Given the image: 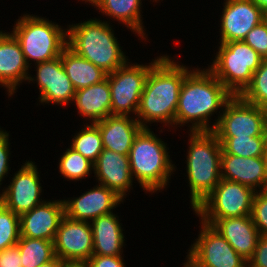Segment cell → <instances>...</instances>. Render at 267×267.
<instances>
[{
    "label": "cell",
    "instance_id": "obj_19",
    "mask_svg": "<svg viewBox=\"0 0 267 267\" xmlns=\"http://www.w3.org/2000/svg\"><path fill=\"white\" fill-rule=\"evenodd\" d=\"M94 173L101 182L122 199L132 186V174L128 155L103 148L94 163Z\"/></svg>",
    "mask_w": 267,
    "mask_h": 267
},
{
    "label": "cell",
    "instance_id": "obj_1",
    "mask_svg": "<svg viewBox=\"0 0 267 267\" xmlns=\"http://www.w3.org/2000/svg\"><path fill=\"white\" fill-rule=\"evenodd\" d=\"M189 72L166 55L151 67L137 111L140 120L136 118L143 128H148L145 123L153 121L175 125L182 82Z\"/></svg>",
    "mask_w": 267,
    "mask_h": 267
},
{
    "label": "cell",
    "instance_id": "obj_42",
    "mask_svg": "<svg viewBox=\"0 0 267 267\" xmlns=\"http://www.w3.org/2000/svg\"><path fill=\"white\" fill-rule=\"evenodd\" d=\"M263 158H264V167H265V175H266V182H267V146H266Z\"/></svg>",
    "mask_w": 267,
    "mask_h": 267
},
{
    "label": "cell",
    "instance_id": "obj_3",
    "mask_svg": "<svg viewBox=\"0 0 267 267\" xmlns=\"http://www.w3.org/2000/svg\"><path fill=\"white\" fill-rule=\"evenodd\" d=\"M187 157L191 204L195 209L221 180L222 146L212 131H192Z\"/></svg>",
    "mask_w": 267,
    "mask_h": 267
},
{
    "label": "cell",
    "instance_id": "obj_39",
    "mask_svg": "<svg viewBox=\"0 0 267 267\" xmlns=\"http://www.w3.org/2000/svg\"><path fill=\"white\" fill-rule=\"evenodd\" d=\"M63 260H61L59 257L55 256L52 260L43 263L42 265L38 267H62Z\"/></svg>",
    "mask_w": 267,
    "mask_h": 267
},
{
    "label": "cell",
    "instance_id": "obj_4",
    "mask_svg": "<svg viewBox=\"0 0 267 267\" xmlns=\"http://www.w3.org/2000/svg\"><path fill=\"white\" fill-rule=\"evenodd\" d=\"M69 27L70 29H67V46L107 74L127 63L113 31H111L112 28L107 22L95 19Z\"/></svg>",
    "mask_w": 267,
    "mask_h": 267
},
{
    "label": "cell",
    "instance_id": "obj_40",
    "mask_svg": "<svg viewBox=\"0 0 267 267\" xmlns=\"http://www.w3.org/2000/svg\"><path fill=\"white\" fill-rule=\"evenodd\" d=\"M62 267H89L88 262L63 261Z\"/></svg>",
    "mask_w": 267,
    "mask_h": 267
},
{
    "label": "cell",
    "instance_id": "obj_34",
    "mask_svg": "<svg viewBox=\"0 0 267 267\" xmlns=\"http://www.w3.org/2000/svg\"><path fill=\"white\" fill-rule=\"evenodd\" d=\"M243 41L267 59V23L264 20L250 30Z\"/></svg>",
    "mask_w": 267,
    "mask_h": 267
},
{
    "label": "cell",
    "instance_id": "obj_36",
    "mask_svg": "<svg viewBox=\"0 0 267 267\" xmlns=\"http://www.w3.org/2000/svg\"><path fill=\"white\" fill-rule=\"evenodd\" d=\"M0 267H23L17 244L0 251Z\"/></svg>",
    "mask_w": 267,
    "mask_h": 267
},
{
    "label": "cell",
    "instance_id": "obj_41",
    "mask_svg": "<svg viewBox=\"0 0 267 267\" xmlns=\"http://www.w3.org/2000/svg\"><path fill=\"white\" fill-rule=\"evenodd\" d=\"M254 2L262 11L267 8V0H251Z\"/></svg>",
    "mask_w": 267,
    "mask_h": 267
},
{
    "label": "cell",
    "instance_id": "obj_27",
    "mask_svg": "<svg viewBox=\"0 0 267 267\" xmlns=\"http://www.w3.org/2000/svg\"><path fill=\"white\" fill-rule=\"evenodd\" d=\"M17 245L23 267H38L56 256L53 241L20 236Z\"/></svg>",
    "mask_w": 267,
    "mask_h": 267
},
{
    "label": "cell",
    "instance_id": "obj_31",
    "mask_svg": "<svg viewBox=\"0 0 267 267\" xmlns=\"http://www.w3.org/2000/svg\"><path fill=\"white\" fill-rule=\"evenodd\" d=\"M91 169H94V163L71 147L62 155L59 162L60 173L69 180L84 178Z\"/></svg>",
    "mask_w": 267,
    "mask_h": 267
},
{
    "label": "cell",
    "instance_id": "obj_21",
    "mask_svg": "<svg viewBox=\"0 0 267 267\" xmlns=\"http://www.w3.org/2000/svg\"><path fill=\"white\" fill-rule=\"evenodd\" d=\"M221 178L238 182L252 188L254 191L257 186L261 187V190H267L263 157L221 154Z\"/></svg>",
    "mask_w": 267,
    "mask_h": 267
},
{
    "label": "cell",
    "instance_id": "obj_15",
    "mask_svg": "<svg viewBox=\"0 0 267 267\" xmlns=\"http://www.w3.org/2000/svg\"><path fill=\"white\" fill-rule=\"evenodd\" d=\"M64 213V202H43L19 216L20 236L53 241Z\"/></svg>",
    "mask_w": 267,
    "mask_h": 267
},
{
    "label": "cell",
    "instance_id": "obj_29",
    "mask_svg": "<svg viewBox=\"0 0 267 267\" xmlns=\"http://www.w3.org/2000/svg\"><path fill=\"white\" fill-rule=\"evenodd\" d=\"M71 148L95 163L103 151L102 136L95 124L87 125L73 138Z\"/></svg>",
    "mask_w": 267,
    "mask_h": 267
},
{
    "label": "cell",
    "instance_id": "obj_23",
    "mask_svg": "<svg viewBox=\"0 0 267 267\" xmlns=\"http://www.w3.org/2000/svg\"><path fill=\"white\" fill-rule=\"evenodd\" d=\"M73 101L82 116L92 118V124L110 116L111 93L108 75L99 83L76 90Z\"/></svg>",
    "mask_w": 267,
    "mask_h": 267
},
{
    "label": "cell",
    "instance_id": "obj_35",
    "mask_svg": "<svg viewBox=\"0 0 267 267\" xmlns=\"http://www.w3.org/2000/svg\"><path fill=\"white\" fill-rule=\"evenodd\" d=\"M247 267H267V235H260Z\"/></svg>",
    "mask_w": 267,
    "mask_h": 267
},
{
    "label": "cell",
    "instance_id": "obj_17",
    "mask_svg": "<svg viewBox=\"0 0 267 267\" xmlns=\"http://www.w3.org/2000/svg\"><path fill=\"white\" fill-rule=\"evenodd\" d=\"M36 80L40 89L41 103L65 105L74 100L76 90L66 75L60 56L38 63Z\"/></svg>",
    "mask_w": 267,
    "mask_h": 267
},
{
    "label": "cell",
    "instance_id": "obj_11",
    "mask_svg": "<svg viewBox=\"0 0 267 267\" xmlns=\"http://www.w3.org/2000/svg\"><path fill=\"white\" fill-rule=\"evenodd\" d=\"M202 223L197 241L189 250L187 264L191 267H247L227 240L211 225Z\"/></svg>",
    "mask_w": 267,
    "mask_h": 267
},
{
    "label": "cell",
    "instance_id": "obj_25",
    "mask_svg": "<svg viewBox=\"0 0 267 267\" xmlns=\"http://www.w3.org/2000/svg\"><path fill=\"white\" fill-rule=\"evenodd\" d=\"M61 62L75 90L101 82L107 76L101 68L75 53L66 46L61 53Z\"/></svg>",
    "mask_w": 267,
    "mask_h": 267
},
{
    "label": "cell",
    "instance_id": "obj_37",
    "mask_svg": "<svg viewBox=\"0 0 267 267\" xmlns=\"http://www.w3.org/2000/svg\"><path fill=\"white\" fill-rule=\"evenodd\" d=\"M121 255L117 256H102L92 255L88 259L89 267H125Z\"/></svg>",
    "mask_w": 267,
    "mask_h": 267
},
{
    "label": "cell",
    "instance_id": "obj_18",
    "mask_svg": "<svg viewBox=\"0 0 267 267\" xmlns=\"http://www.w3.org/2000/svg\"><path fill=\"white\" fill-rule=\"evenodd\" d=\"M122 201L114 191L99 184L80 197L73 200H63L64 213L67 218L76 221L94 220L101 215L111 213Z\"/></svg>",
    "mask_w": 267,
    "mask_h": 267
},
{
    "label": "cell",
    "instance_id": "obj_6",
    "mask_svg": "<svg viewBox=\"0 0 267 267\" xmlns=\"http://www.w3.org/2000/svg\"><path fill=\"white\" fill-rule=\"evenodd\" d=\"M61 29L40 17L25 15L18 19L12 34L19 41L28 66V59L38 64L61 56L67 46V32Z\"/></svg>",
    "mask_w": 267,
    "mask_h": 267
},
{
    "label": "cell",
    "instance_id": "obj_16",
    "mask_svg": "<svg viewBox=\"0 0 267 267\" xmlns=\"http://www.w3.org/2000/svg\"><path fill=\"white\" fill-rule=\"evenodd\" d=\"M202 221L217 230L234 250L248 262L260 237L251 215L224 219H202Z\"/></svg>",
    "mask_w": 267,
    "mask_h": 267
},
{
    "label": "cell",
    "instance_id": "obj_26",
    "mask_svg": "<svg viewBox=\"0 0 267 267\" xmlns=\"http://www.w3.org/2000/svg\"><path fill=\"white\" fill-rule=\"evenodd\" d=\"M98 7L101 12L123 22L127 27L138 33L141 38L145 36L141 23V0H86ZM144 35V36H143Z\"/></svg>",
    "mask_w": 267,
    "mask_h": 267
},
{
    "label": "cell",
    "instance_id": "obj_7",
    "mask_svg": "<svg viewBox=\"0 0 267 267\" xmlns=\"http://www.w3.org/2000/svg\"><path fill=\"white\" fill-rule=\"evenodd\" d=\"M215 58L209 70L233 96L246 89L263 60L244 41L221 43Z\"/></svg>",
    "mask_w": 267,
    "mask_h": 267
},
{
    "label": "cell",
    "instance_id": "obj_43",
    "mask_svg": "<svg viewBox=\"0 0 267 267\" xmlns=\"http://www.w3.org/2000/svg\"><path fill=\"white\" fill-rule=\"evenodd\" d=\"M263 20L267 23V8L263 11Z\"/></svg>",
    "mask_w": 267,
    "mask_h": 267
},
{
    "label": "cell",
    "instance_id": "obj_2",
    "mask_svg": "<svg viewBox=\"0 0 267 267\" xmlns=\"http://www.w3.org/2000/svg\"><path fill=\"white\" fill-rule=\"evenodd\" d=\"M232 97L209 69L193 70L182 82L175 124L194 122L190 132L213 131V127L207 124L208 117L218 108L225 107Z\"/></svg>",
    "mask_w": 267,
    "mask_h": 267
},
{
    "label": "cell",
    "instance_id": "obj_20",
    "mask_svg": "<svg viewBox=\"0 0 267 267\" xmlns=\"http://www.w3.org/2000/svg\"><path fill=\"white\" fill-rule=\"evenodd\" d=\"M26 63L21 45L11 33L0 32V84L7 88L9 96L15 92L16 86L22 80L34 79L27 74Z\"/></svg>",
    "mask_w": 267,
    "mask_h": 267
},
{
    "label": "cell",
    "instance_id": "obj_13",
    "mask_svg": "<svg viewBox=\"0 0 267 267\" xmlns=\"http://www.w3.org/2000/svg\"><path fill=\"white\" fill-rule=\"evenodd\" d=\"M36 166L32 161L26 162L12 178L6 191L0 194L1 203L18 216L29 212L42 204L40 201V179Z\"/></svg>",
    "mask_w": 267,
    "mask_h": 267
},
{
    "label": "cell",
    "instance_id": "obj_24",
    "mask_svg": "<svg viewBox=\"0 0 267 267\" xmlns=\"http://www.w3.org/2000/svg\"><path fill=\"white\" fill-rule=\"evenodd\" d=\"M92 255L117 256L121 253L124 235L116 216L111 212L92 220Z\"/></svg>",
    "mask_w": 267,
    "mask_h": 267
},
{
    "label": "cell",
    "instance_id": "obj_33",
    "mask_svg": "<svg viewBox=\"0 0 267 267\" xmlns=\"http://www.w3.org/2000/svg\"><path fill=\"white\" fill-rule=\"evenodd\" d=\"M251 218L260 235H267V190L255 192Z\"/></svg>",
    "mask_w": 267,
    "mask_h": 267
},
{
    "label": "cell",
    "instance_id": "obj_28",
    "mask_svg": "<svg viewBox=\"0 0 267 267\" xmlns=\"http://www.w3.org/2000/svg\"><path fill=\"white\" fill-rule=\"evenodd\" d=\"M222 146L221 154L241 157H263L267 146V136L217 137Z\"/></svg>",
    "mask_w": 267,
    "mask_h": 267
},
{
    "label": "cell",
    "instance_id": "obj_14",
    "mask_svg": "<svg viewBox=\"0 0 267 267\" xmlns=\"http://www.w3.org/2000/svg\"><path fill=\"white\" fill-rule=\"evenodd\" d=\"M222 13L220 43L243 41L263 21V11L251 0H226Z\"/></svg>",
    "mask_w": 267,
    "mask_h": 267
},
{
    "label": "cell",
    "instance_id": "obj_10",
    "mask_svg": "<svg viewBox=\"0 0 267 267\" xmlns=\"http://www.w3.org/2000/svg\"><path fill=\"white\" fill-rule=\"evenodd\" d=\"M160 58L149 66L136 64L130 67L126 63L107 74L111 93V115L128 116L131 111L137 114L147 75Z\"/></svg>",
    "mask_w": 267,
    "mask_h": 267
},
{
    "label": "cell",
    "instance_id": "obj_12",
    "mask_svg": "<svg viewBox=\"0 0 267 267\" xmlns=\"http://www.w3.org/2000/svg\"><path fill=\"white\" fill-rule=\"evenodd\" d=\"M54 251L63 261L87 262L93 253L91 224L64 216L54 239Z\"/></svg>",
    "mask_w": 267,
    "mask_h": 267
},
{
    "label": "cell",
    "instance_id": "obj_22",
    "mask_svg": "<svg viewBox=\"0 0 267 267\" xmlns=\"http://www.w3.org/2000/svg\"><path fill=\"white\" fill-rule=\"evenodd\" d=\"M128 117L110 115L94 123L100 130L103 148L123 155L129 154L135 137L143 127L138 120Z\"/></svg>",
    "mask_w": 267,
    "mask_h": 267
},
{
    "label": "cell",
    "instance_id": "obj_5",
    "mask_svg": "<svg viewBox=\"0 0 267 267\" xmlns=\"http://www.w3.org/2000/svg\"><path fill=\"white\" fill-rule=\"evenodd\" d=\"M168 156L165 143L149 128H142L133 141L128 157L131 174L144 190L154 192L167 185L174 169Z\"/></svg>",
    "mask_w": 267,
    "mask_h": 267
},
{
    "label": "cell",
    "instance_id": "obj_38",
    "mask_svg": "<svg viewBox=\"0 0 267 267\" xmlns=\"http://www.w3.org/2000/svg\"><path fill=\"white\" fill-rule=\"evenodd\" d=\"M9 134L0 130V182L2 181L5 174H8V160H9ZM1 185V183H0Z\"/></svg>",
    "mask_w": 267,
    "mask_h": 267
},
{
    "label": "cell",
    "instance_id": "obj_44",
    "mask_svg": "<svg viewBox=\"0 0 267 267\" xmlns=\"http://www.w3.org/2000/svg\"><path fill=\"white\" fill-rule=\"evenodd\" d=\"M264 110H265V123H266V134H267V107Z\"/></svg>",
    "mask_w": 267,
    "mask_h": 267
},
{
    "label": "cell",
    "instance_id": "obj_45",
    "mask_svg": "<svg viewBox=\"0 0 267 267\" xmlns=\"http://www.w3.org/2000/svg\"><path fill=\"white\" fill-rule=\"evenodd\" d=\"M184 267H191V266H189L187 263H184Z\"/></svg>",
    "mask_w": 267,
    "mask_h": 267
},
{
    "label": "cell",
    "instance_id": "obj_30",
    "mask_svg": "<svg viewBox=\"0 0 267 267\" xmlns=\"http://www.w3.org/2000/svg\"><path fill=\"white\" fill-rule=\"evenodd\" d=\"M239 96L260 108L267 107V59L262 60L260 67L254 72L250 84Z\"/></svg>",
    "mask_w": 267,
    "mask_h": 267
},
{
    "label": "cell",
    "instance_id": "obj_32",
    "mask_svg": "<svg viewBox=\"0 0 267 267\" xmlns=\"http://www.w3.org/2000/svg\"><path fill=\"white\" fill-rule=\"evenodd\" d=\"M19 238V216L0 203V251L16 245Z\"/></svg>",
    "mask_w": 267,
    "mask_h": 267
},
{
    "label": "cell",
    "instance_id": "obj_8",
    "mask_svg": "<svg viewBox=\"0 0 267 267\" xmlns=\"http://www.w3.org/2000/svg\"><path fill=\"white\" fill-rule=\"evenodd\" d=\"M254 195L252 188L221 178L213 192L194 210L201 219L251 215Z\"/></svg>",
    "mask_w": 267,
    "mask_h": 267
},
{
    "label": "cell",
    "instance_id": "obj_9",
    "mask_svg": "<svg viewBox=\"0 0 267 267\" xmlns=\"http://www.w3.org/2000/svg\"><path fill=\"white\" fill-rule=\"evenodd\" d=\"M216 137L267 136L265 110L233 96L212 126Z\"/></svg>",
    "mask_w": 267,
    "mask_h": 267
}]
</instances>
